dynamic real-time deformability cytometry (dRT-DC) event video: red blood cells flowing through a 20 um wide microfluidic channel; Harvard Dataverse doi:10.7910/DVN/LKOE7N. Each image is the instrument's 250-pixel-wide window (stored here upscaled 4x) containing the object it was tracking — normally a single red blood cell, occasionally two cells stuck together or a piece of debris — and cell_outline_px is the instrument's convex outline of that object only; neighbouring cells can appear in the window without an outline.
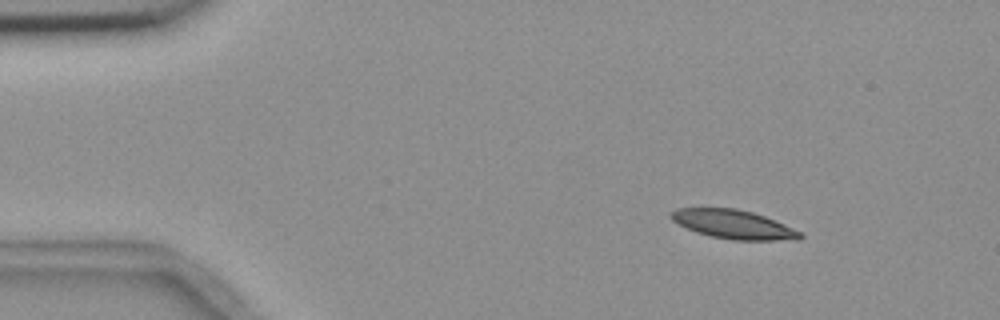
{"species": "common noctule bat (a hibernating species)", "species_latin": "Nyctalus noctula", "temperature_condition": "room temperature", "stored_images_in_passage": 3, "camera_frame_rate_fps": 3000, "um_per_image_px": 0.085, "animal": {"sex": "female", "body_mass_g": 18.4}, "frame": {"image": 1, "passage_image": 1, "time_ms": 0.0, "image_size_px": [1000, 320], "cell_outline_px": [[804, 236], [800, 240], [732, 240], [712, 236], [696, 232], [672, 220], [668, 216], [668, 212], [676, 208], [736, 208], [752, 212], [764, 216], [804, 232]], "centroid_in_image_um": [62.37, 19.07], "position_along_channel_um": 22.6, "area_um2": 21.85}}
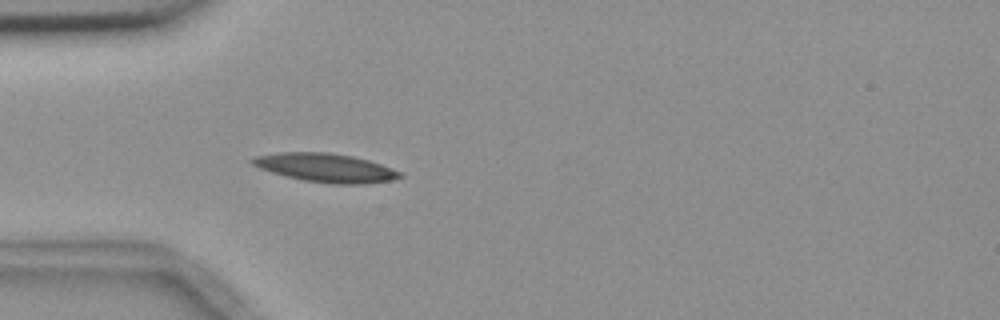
{"frame": {"image": 2, "passage_image": 3, "time_ms": 3.0, "image_size_px": [1000, 320], "cell_outline_px": [[404, 176], [392, 180], [364, 184], [332, 184], [304, 180], [272, 172], [260, 168], [252, 164], [248, 160], [252, 156], [276, 152], [328, 152], [352, 156], [368, 160], [380, 164], [400, 172]], "centroid_in_image_um": [27.64, 14.25], "position_along_channel_um": 57.4, "area_um2": 24.62}}